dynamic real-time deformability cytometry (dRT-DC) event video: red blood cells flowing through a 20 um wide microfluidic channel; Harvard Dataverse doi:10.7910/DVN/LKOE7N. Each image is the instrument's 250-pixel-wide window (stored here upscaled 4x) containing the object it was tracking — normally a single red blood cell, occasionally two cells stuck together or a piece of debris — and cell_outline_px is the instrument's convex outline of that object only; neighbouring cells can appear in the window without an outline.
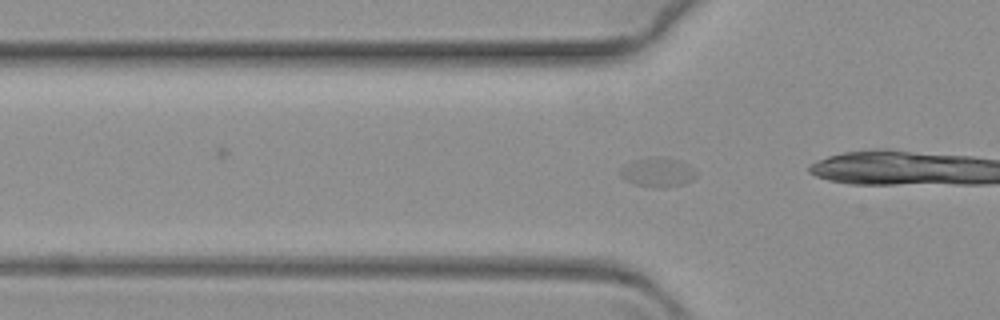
{"species": "common noctule bat (a hibernating species)", "species_latin": "Nyctalus noctula", "temperature_condition": "warm", "stored_images_in_passage": 18, "camera_frame_rate_fps": 3000, "um_per_image_px": 0.085, "animal": {"sex": "female", "body_mass_g": 19.3, "forearm_length_mm": 54.1}, "frame": {"image": 1, "passage_image": 11, "time_ms": 3.333, "image_size_px": [1000, 320], "cell_outline_px": [[696, 176], [692, 180], [684, 184], [664, 188], [660, 188], [632, 184], [624, 180], [620, 176], [620, 168], [636, 160], [648, 156], [676, 160], [688, 164], [696, 172]], "centroid_in_image_um": [55.88, 14.67], "position_along_channel_um": 69.9, "area_um2": 12.89}}
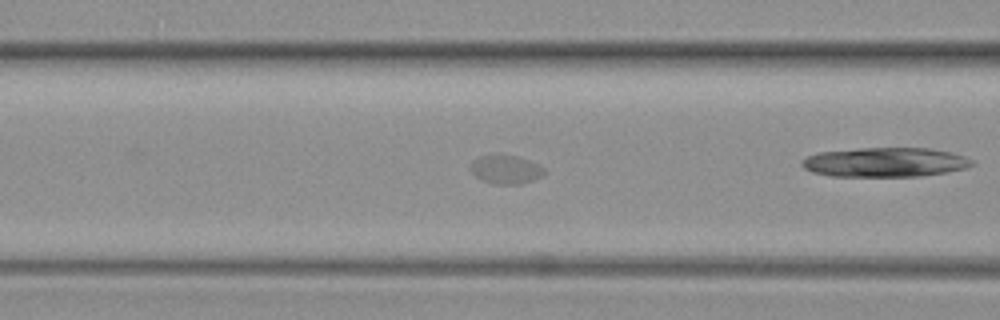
{"frame": {"image": 2, "passage_image": 16, "time_ms": 5.0, "image_size_px": [1000, 320], "cell_outline_px": [[544, 172], [540, 176], [532, 180], [520, 184], [496, 184], [480, 180], [468, 168], [480, 156], [496, 152], [516, 156], [540, 164], [544, 168]], "centroid_in_image_um": [42.97, 14.37], "position_along_channel_um": 123.6, "area_um2": 12.48}}